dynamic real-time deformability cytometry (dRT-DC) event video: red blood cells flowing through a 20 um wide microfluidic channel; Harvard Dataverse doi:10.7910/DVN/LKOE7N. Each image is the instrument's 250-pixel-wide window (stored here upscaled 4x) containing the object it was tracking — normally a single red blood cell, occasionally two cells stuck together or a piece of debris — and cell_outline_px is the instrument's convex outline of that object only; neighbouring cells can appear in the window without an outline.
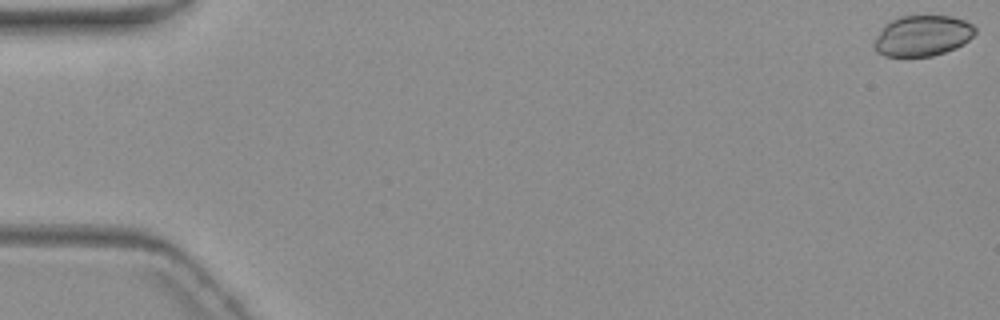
{"species": "common noctule bat (a hibernating species)", "species_latin": "Nyctalus noctula", "temperature_condition": "warm", "stored_images_in_passage": 7, "camera_frame_rate_fps": 3000, "um_per_image_px": 0.085, "animal": {"sex": "female", "body_mass_g": 19.3, "forearm_length_mm": 54.1}, "frame": {"image": 1, "passage_image": 1, "time_ms": 0.0, "image_size_px": [1000, 320], "cell_outline_px": [[976, 32], [964, 44], [956, 48], [932, 56], [884, 56], [876, 52], [872, 44], [880, 28], [884, 24], [900, 16], [952, 16], [964, 20], [972, 24], [976, 28]], "centroid_in_image_um": [78.38, 3.04], "position_along_channel_um": 6.6, "area_um2": 24.16}}
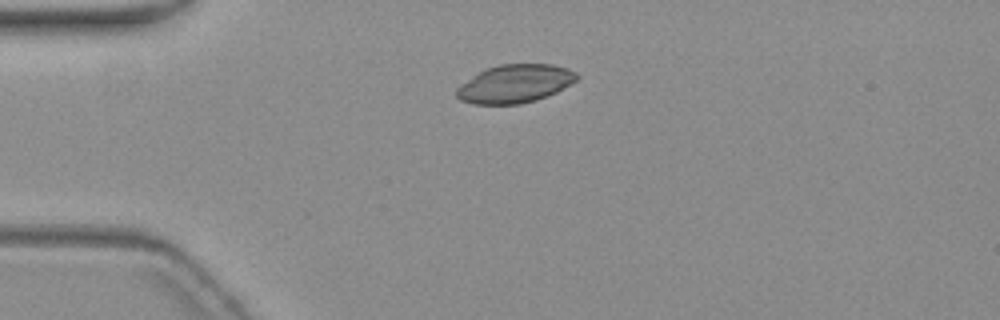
{"frame": {"image": 2, "passage_image": 5, "time_ms": 4.667, "image_size_px": [1000, 320], "cell_outline_px": [[580, 76], [576, 80], [556, 92], [536, 100], [520, 104], [476, 104], [460, 100], [456, 96], [456, 88], [460, 84], [484, 68], [500, 64], [552, 64], [568, 68], [576, 72]], "centroid_in_image_um": [43.75, 7.11], "position_along_channel_um": 41.2, "area_um2": 26.88}}
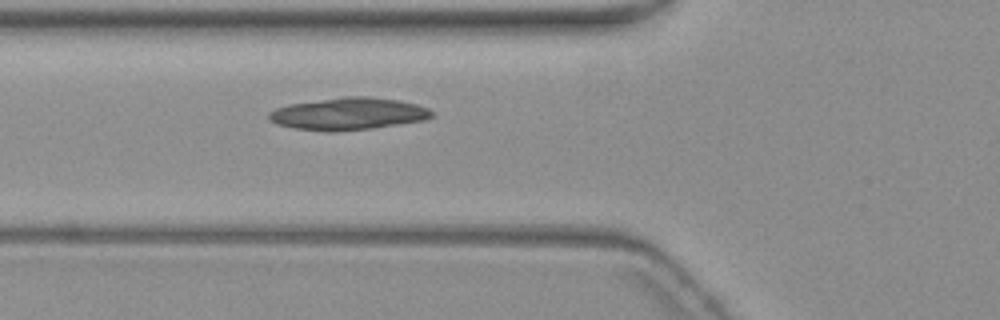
{"frame": {"image": 3, "passage_image": 7, "time_ms": 7.0, "image_size_px": [1000, 320], "cell_outline_px": [[436, 112], [432, 116], [424, 120], [372, 128], [332, 132], [328, 132], [292, 128], [276, 124], [268, 120], [268, 112], [276, 108], [288, 104], [340, 96], [368, 96], [400, 100], [416, 104], [428, 108]], "centroid_in_image_um": [29.57, 9.66], "position_along_channel_um": 96.2, "area_um2": 30.98}}